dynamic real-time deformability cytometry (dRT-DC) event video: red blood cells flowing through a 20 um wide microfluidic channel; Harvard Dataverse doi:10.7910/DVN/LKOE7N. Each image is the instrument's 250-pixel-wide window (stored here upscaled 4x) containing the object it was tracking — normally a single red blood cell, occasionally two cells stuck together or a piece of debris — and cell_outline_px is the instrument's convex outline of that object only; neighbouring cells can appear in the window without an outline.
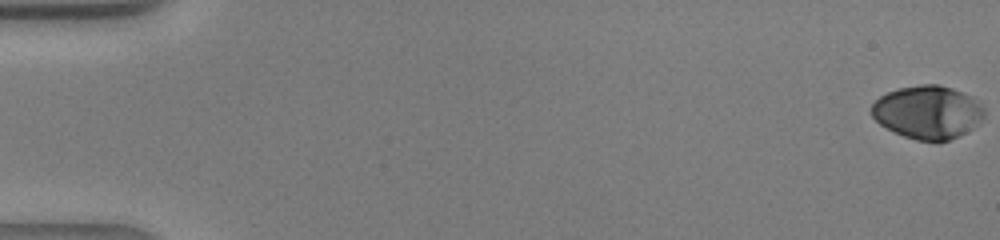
{"species": "human", "species_latin": "Homo sapiens", "temperature_condition": "warm", "stored_images_in_passage": 43, "camera_frame_rate_fps": 3000, "um_per_image_px": 0.085, "donor": {"sex": "male"}, "frame": {"image": 1, "passage_image": 1, "time_ms": 0.0, "image_size_px": [1000, 240], "cell_outline_px": [[984, 116], [980, 124], [948, 140], [916, 140], [904, 136], [880, 124], [872, 116], [872, 104], [880, 96], [888, 92], [900, 88], [920, 84], [940, 84], [964, 92], [980, 100], [984, 108]], "centroid_in_image_um": [78.9, 9.51], "position_along_channel_um": 6.1, "area_um2": 34.85}}
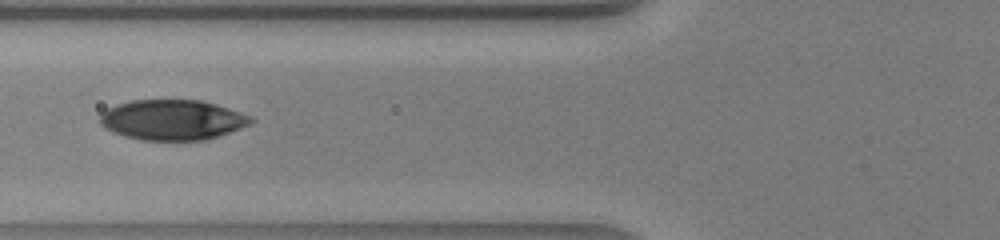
{"frame": {"image": 2, "passage_image": 18, "time_ms": 5.667, "image_size_px": [1000, 240], "cell_outline_px": [[256, 120], [252, 124], [204, 140], [140, 140], [124, 136], [112, 132], [104, 128], [100, 124], [100, 112], [116, 104], [132, 100], [200, 100], [216, 104], [252, 116]], "centroid_in_image_um": [14.63, 10.18], "position_along_channel_um": 111.2, "area_um2": 35.55}}
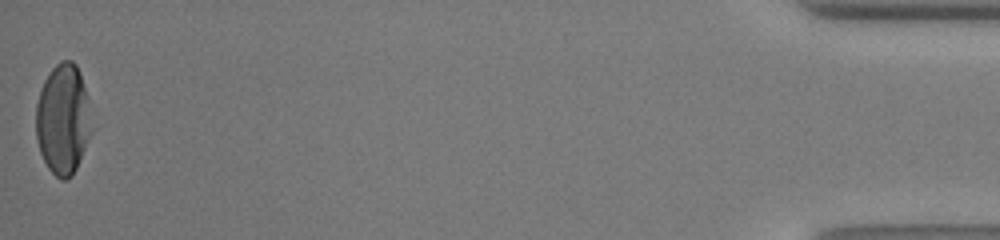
{"frame": {"image": 3, "passage_image": 43, "time_ms": 14.0, "image_size_px": [1000, 240], "cell_outline_px": [[92, 132], [76, 168], [72, 176], [64, 180], [60, 180], [48, 168], [40, 152], [36, 136], [36, 104], [44, 80], [52, 68], [60, 60], [72, 60], [76, 64], [80, 72], [88, 100], [92, 128]], "centroid_in_image_um": [5.36, 10.13], "position_along_channel_um": 429.8, "area_um2": 35.78}}